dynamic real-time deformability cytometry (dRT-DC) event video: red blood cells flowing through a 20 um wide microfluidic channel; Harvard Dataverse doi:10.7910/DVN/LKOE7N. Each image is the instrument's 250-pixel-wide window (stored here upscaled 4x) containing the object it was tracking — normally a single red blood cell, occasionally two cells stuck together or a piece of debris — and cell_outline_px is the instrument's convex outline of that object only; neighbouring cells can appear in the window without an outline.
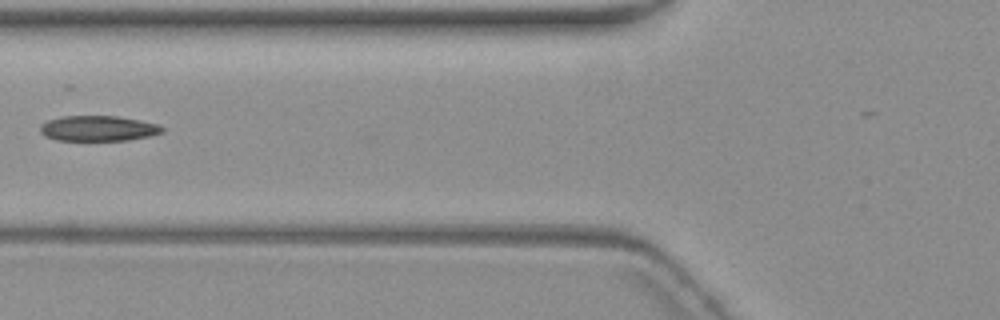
{"species": "common noctule bat (a hibernating species)", "species_latin": "Nyctalus noctula", "temperature_condition": "warm", "stored_images_in_passage": 6, "camera_frame_rate_fps": 3000, "um_per_image_px": 0.085, "animal": {"sex": "female", "body_mass_g": 19.3, "forearm_length_mm": 54.1}, "frame": {"image": 1, "passage_image": 6, "time_ms": 6.333, "image_size_px": [1000, 320], "cell_outline_px": [[164, 132], [152, 136], [128, 140], [56, 140], [44, 136], [40, 132], [40, 124], [48, 120], [64, 116], [116, 116], [140, 120], [160, 124], [164, 128]], "centroid_in_image_um": [8.38, 10.91], "position_along_channel_um": 117.4, "area_um2": 18.21}}